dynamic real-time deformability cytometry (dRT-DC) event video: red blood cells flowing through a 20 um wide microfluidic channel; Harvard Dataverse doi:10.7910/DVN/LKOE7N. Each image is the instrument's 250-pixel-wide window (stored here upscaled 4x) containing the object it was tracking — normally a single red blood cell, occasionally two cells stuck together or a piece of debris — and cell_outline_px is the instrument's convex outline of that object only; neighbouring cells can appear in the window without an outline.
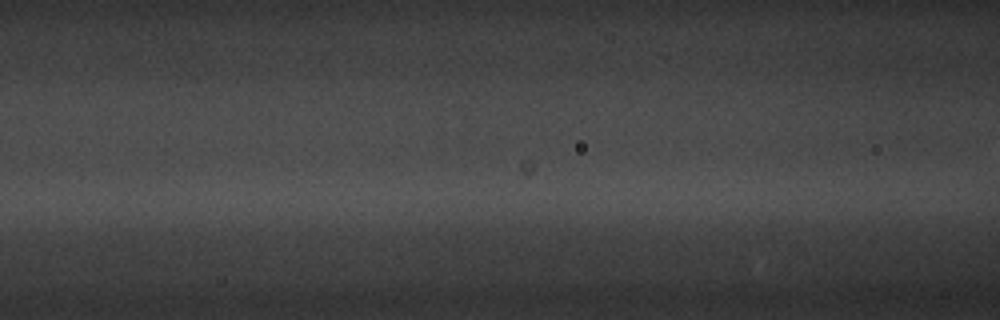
{"species": "common noctule bat (a hibernating species)", "species_latin": "Nyctalus noctula", "temperature_condition": "warm", "stored_images_in_passage": 11, "camera_frame_rate_fps": 3000, "um_per_image_px": 0.085, "animal": {"sex": "male", "body_mass_g": 20.1, "forearm_length_mm": 53.5}, "frame": {"image": 1, "passage_image": 11, "time_ms": 3.333, "image_size_px": [1000, 320], "cell_outline_px": [[888, 240], [868, 244], [824, 252], [748, 256], [744, 256], [728, 240], [744, 236], [880, 236]], "centroid_in_image_um": [67.83, 20.75], "position_along_channel_um": 98.8, "area_um2": 16.18}}